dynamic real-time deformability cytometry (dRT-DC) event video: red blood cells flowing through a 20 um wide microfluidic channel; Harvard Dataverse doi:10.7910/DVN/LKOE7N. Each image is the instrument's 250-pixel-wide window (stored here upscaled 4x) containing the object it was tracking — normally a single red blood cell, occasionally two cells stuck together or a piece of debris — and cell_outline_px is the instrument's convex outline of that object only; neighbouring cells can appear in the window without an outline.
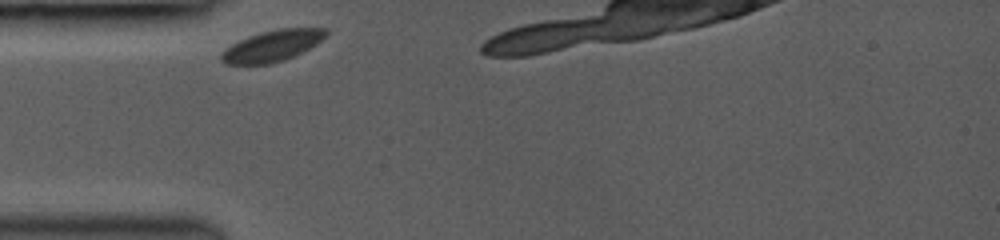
{"species": "common noctule bat (a hibernating species)", "species_latin": "Nyctalus noctula", "temperature_condition": "room temperature", "stored_images_in_passage": 5, "camera_frame_rate_fps": 3000, "um_per_image_px": 0.085, "animal": {"sex": "female", "body_mass_g": 19.0, "forearm_length_mm": 53.3}, "frame": {"image": 1, "passage_image": 1, "time_ms": 0.0, "image_size_px": [1000, 240], "cell_outline_px": [[328, 32], [316, 44], [284, 60], [268, 64], [224, 64], [220, 60], [220, 56], [232, 44], [248, 36], [260, 32], [276, 28], [328, 28]], "centroid_in_image_um": [23.13, 3.88], "position_along_channel_um": 61.9, "area_um2": 18.73}}